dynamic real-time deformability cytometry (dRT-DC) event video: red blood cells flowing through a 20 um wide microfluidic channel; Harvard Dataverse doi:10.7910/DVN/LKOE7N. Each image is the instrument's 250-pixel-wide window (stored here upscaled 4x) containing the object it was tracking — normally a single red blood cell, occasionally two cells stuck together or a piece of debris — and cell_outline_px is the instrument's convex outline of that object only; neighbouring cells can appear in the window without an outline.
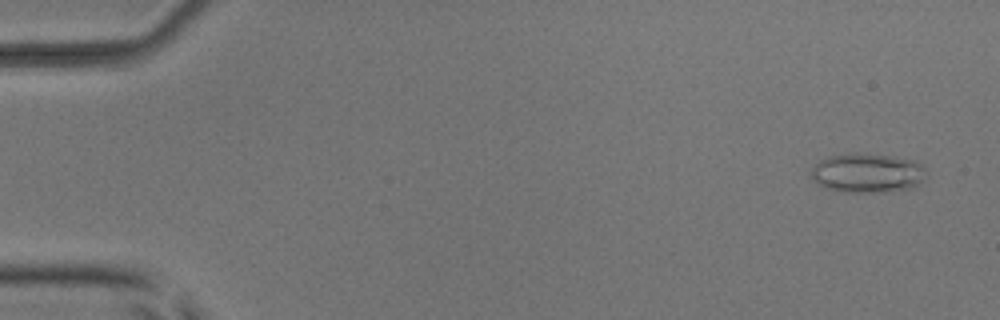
{"species": "common noctule bat (a hibernating species)", "species_latin": "Nyctalus noctula", "temperature_condition": "room temperature", "stored_images_in_passage": 53, "camera_frame_rate_fps": 3000, "um_per_image_px": 0.085, "animal": {"sex": "male", "body_mass_g": 17.9, "forearm_length_mm": 54.2}, "frame": {"image": 1, "passage_image": 3, "time_ms": 0.667, "image_size_px": [1000, 320], "cell_outline_px": [[924, 172], [920, 180], [912, 188], [884, 192], [844, 192], [828, 188], [820, 184], [812, 176], [812, 168], [820, 160], [828, 156], [852, 152], [892, 156], [912, 160], [920, 164], [924, 168]], "centroid_in_image_um": [73.7, 14.69], "position_along_channel_um": 11.3, "area_um2": 25.95}}
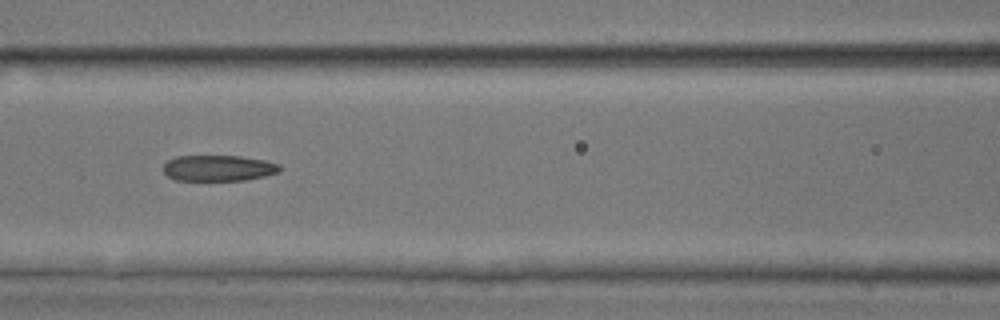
{"frame": {"image": 2, "passage_image": 24, "time_ms": 7.667, "image_size_px": [1000, 320], "cell_outline_px": [[280, 172], [264, 176], [244, 180], [176, 180], [168, 176], [164, 172], [164, 164], [168, 160], [176, 156], [240, 156], [264, 160], [280, 164]], "centroid_in_image_um": [18.57, 14.28], "position_along_channel_um": 148.0, "area_um2": 17.51}}
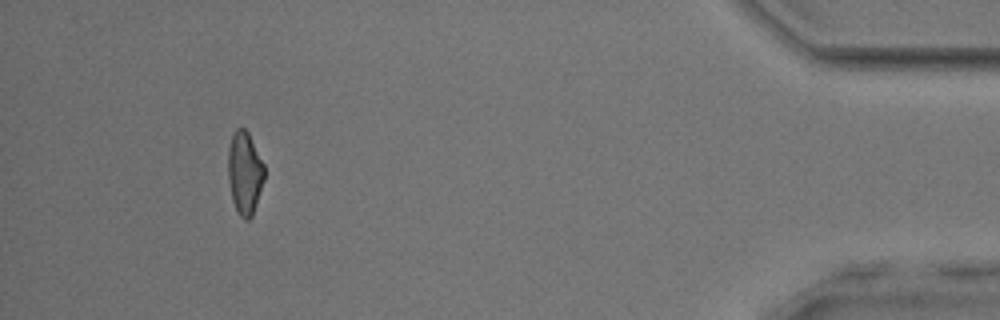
{"frame": {"image": 3, "passage_image": 49, "time_ms": 16.0, "image_size_px": [1000, 320], "cell_outline_px": [[264, 180], [252, 216], [248, 220], [244, 220], [240, 216], [232, 200], [228, 180], [228, 148], [232, 136], [236, 128], [244, 128], [248, 132], [264, 164]], "centroid_in_image_um": [20.79, 14.7], "position_along_channel_um": 414.4, "area_um2": 17.46}, "authors_computed_cell_mechanics": {"area_um2": 18.9006, "velocity_mm_per_s": 3.9466, "shape_relaxation_time_tau1_ms": 6.5404, "shape_relaxation_time_tau2_ms": 3.3354, "deformation_change_tau1": 0.1901, "deformation_change_tau2": 0.1444}}